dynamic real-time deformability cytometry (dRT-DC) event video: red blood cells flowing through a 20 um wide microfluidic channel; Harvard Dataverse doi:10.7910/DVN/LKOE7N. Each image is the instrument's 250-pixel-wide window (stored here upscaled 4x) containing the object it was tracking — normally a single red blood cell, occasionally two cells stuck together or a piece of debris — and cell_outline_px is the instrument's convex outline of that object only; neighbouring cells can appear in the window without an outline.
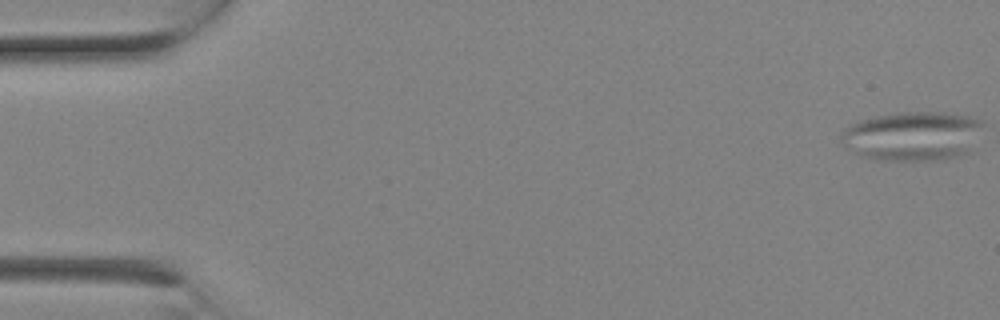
{"species": "Egyptian fruit bat (a non-hibernating species)", "species_latin": "Rousettus aegyptiacus", "temperature_condition": "room temperature", "stored_images_in_passage": 3, "camera_frame_rate_fps": 3000, "um_per_image_px": 0.085, "animal": {"sex": "female"}, "frame": {"image": 1, "passage_image": 1, "time_ms": 0.0, "image_size_px": [1000, 320], "cell_outline_px": [[984, 124], [968, 152], [960, 156], [944, 160], [876, 160], [860, 156], [844, 144], [844, 128], [860, 120], [876, 116], [900, 112], [944, 112], [972, 116], [984, 120]], "centroid_in_image_um": [77.63, 11.56], "position_along_channel_um": 7.4, "area_um2": 40.69}}